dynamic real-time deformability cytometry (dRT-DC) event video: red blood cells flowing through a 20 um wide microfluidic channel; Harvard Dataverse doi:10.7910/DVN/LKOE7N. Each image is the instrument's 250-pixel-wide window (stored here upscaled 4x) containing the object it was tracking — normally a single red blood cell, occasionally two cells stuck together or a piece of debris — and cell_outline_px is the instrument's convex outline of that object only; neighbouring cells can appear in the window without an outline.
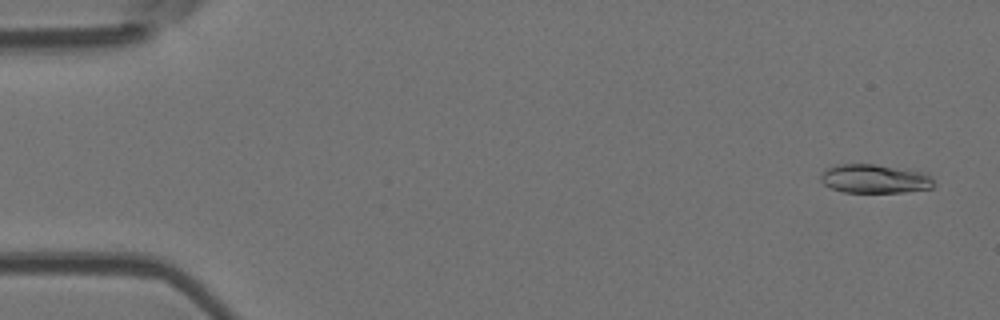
{"species": "Egyptian fruit bat (a non-hibernating species)", "species_latin": "Rousettus aegyptiacus", "temperature_condition": "room temperature", "stored_images_in_passage": 6, "camera_frame_rate_fps": 3000, "um_per_image_px": 0.085, "animal": {"sex": "female"}, "frame": {"image": 1, "passage_image": 3, "time_ms": 0.667, "image_size_px": [1000, 320], "cell_outline_px": [[936, 184], [932, 188], [900, 192], [844, 192], [828, 188], [820, 180], [820, 176], [828, 168], [836, 164], [876, 164], [928, 172], [932, 176]], "centroid_in_image_um": [74.39, 15.19], "position_along_channel_um": 10.6, "area_um2": 19.31}}